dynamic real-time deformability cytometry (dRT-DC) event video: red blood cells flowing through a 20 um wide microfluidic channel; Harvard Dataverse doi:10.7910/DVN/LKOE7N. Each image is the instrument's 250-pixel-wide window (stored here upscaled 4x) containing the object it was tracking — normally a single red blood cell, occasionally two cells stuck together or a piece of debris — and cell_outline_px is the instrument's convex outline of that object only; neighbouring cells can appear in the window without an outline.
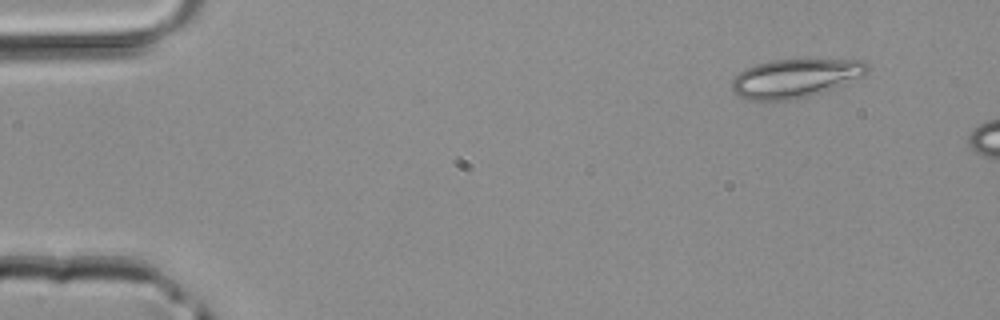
{"species": "common noctule bat (a hibernating species)", "species_latin": "Nyctalus noctula", "temperature_condition": "room temperature", "stored_images_in_passage": 3, "camera_frame_rate_fps": 3000, "um_per_image_px": 0.085, "animal": {"sex": "male", "body_mass_g": 20.4}, "frame": {"image": 1, "passage_image": 1, "time_ms": 0.0, "image_size_px": [1000, 320], "cell_outline_px": [[868, 72], [864, 76], [848, 84], [792, 100], [752, 100], [740, 96], [732, 88], [732, 80], [744, 68], [756, 64], [772, 60], [864, 60], [868, 68]], "centroid_in_image_um": [67.63, 6.64], "position_along_channel_um": 17.4, "area_um2": 30.29}}